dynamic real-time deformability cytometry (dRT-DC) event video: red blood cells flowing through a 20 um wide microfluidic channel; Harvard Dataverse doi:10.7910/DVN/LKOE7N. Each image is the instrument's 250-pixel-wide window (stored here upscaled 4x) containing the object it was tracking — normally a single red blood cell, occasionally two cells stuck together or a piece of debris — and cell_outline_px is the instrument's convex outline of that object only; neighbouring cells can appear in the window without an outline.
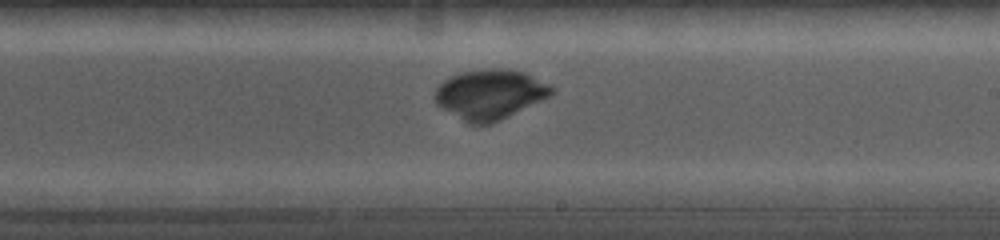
{"species": "common noctule bat (a hibernating species)", "species_latin": "Nyctalus noctula", "temperature_condition": "cold", "stored_images_in_passage": 56, "camera_frame_rate_fps": 5000, "um_per_image_px": 0.085, "animal": {"sex": "female", "body_mass_g": 19.0, "forearm_length_mm": 56.7}, "frame": {"image": 1, "passage_image": 36, "time_ms": 7.0, "image_size_px": [1000, 240], "cell_outline_px": [[556, 92], [492, 124], [468, 124], [436, 104], [432, 96], [436, 88], [444, 80], [460, 72], [488, 68], [508, 68], [524, 72], [556, 88]], "centroid_in_image_um": [41.61, 8.0], "position_along_channel_um": 247.4, "area_um2": 33.81}}
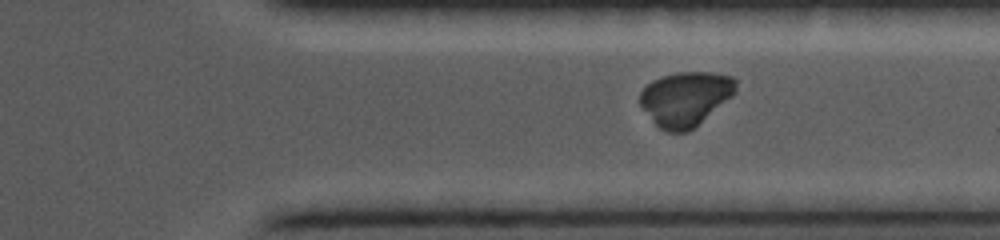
{"frame": {"image": 2, "passage_image": 49, "time_ms": 9.6, "image_size_px": [1000, 240], "cell_outline_px": [[736, 92], [732, 96], [688, 132], [668, 132], [660, 128], [652, 120], [640, 104], [640, 92], [652, 80], [660, 76], [676, 72], [716, 72], [732, 76], [736, 80]], "centroid_in_image_um": [58.27, 8.36], "position_along_channel_um": 353.1, "area_um2": 30.29}}
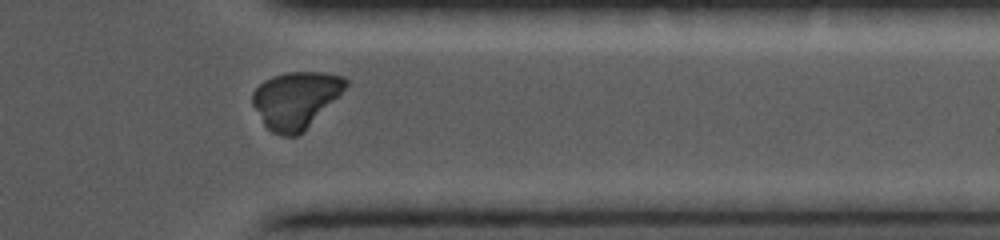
{"frame": {"image": 3, "passage_image": 53, "time_ms": 10.4, "image_size_px": [1000, 240], "cell_outline_px": [[348, 84], [304, 132], [296, 136], [280, 136], [272, 132], [264, 124], [252, 104], [252, 92], [264, 80], [272, 76], [288, 72], [324, 72], [344, 76], [348, 80]], "centroid_in_image_um": [25.12, 8.49], "position_along_channel_um": 386.3, "area_um2": 30.63}}